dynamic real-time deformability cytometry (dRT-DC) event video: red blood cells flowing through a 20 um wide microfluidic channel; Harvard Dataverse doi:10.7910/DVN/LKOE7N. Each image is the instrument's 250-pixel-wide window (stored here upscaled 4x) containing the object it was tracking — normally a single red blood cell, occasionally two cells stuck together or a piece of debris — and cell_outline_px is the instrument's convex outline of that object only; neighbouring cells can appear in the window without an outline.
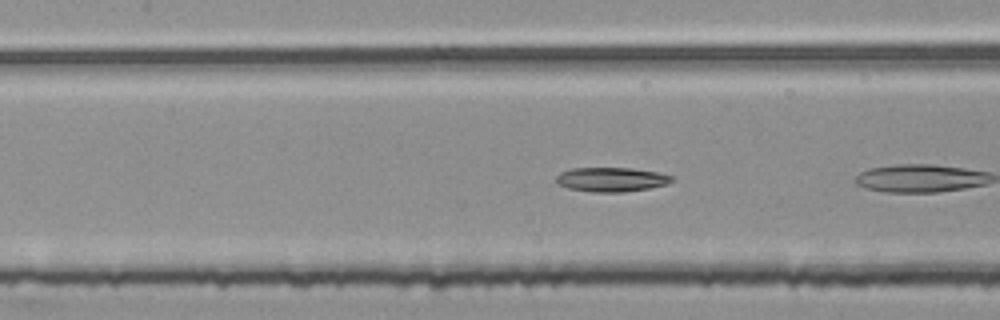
{"species": "common noctule bat (a hibernating species)", "species_latin": "Nyctalus noctula", "temperature_condition": "room temperature", "stored_images_in_passage": 10, "camera_frame_rate_fps": 3000, "um_per_image_px": 0.085, "animal": {"sex": "female", "body_mass_g": 25.1}, "frame": {"image": 1, "passage_image": 7, "time_ms": 2.0, "image_size_px": [1000, 320], "cell_outline_px": [[676, 180], [668, 184], [648, 188], [620, 192], [592, 192], [568, 188], [556, 184], [556, 176], [560, 172], [572, 168], [632, 168], [660, 172], [672, 176]], "centroid_in_image_um": [51.98, 15.25], "position_along_channel_um": 155.4, "area_um2": 16.53}}